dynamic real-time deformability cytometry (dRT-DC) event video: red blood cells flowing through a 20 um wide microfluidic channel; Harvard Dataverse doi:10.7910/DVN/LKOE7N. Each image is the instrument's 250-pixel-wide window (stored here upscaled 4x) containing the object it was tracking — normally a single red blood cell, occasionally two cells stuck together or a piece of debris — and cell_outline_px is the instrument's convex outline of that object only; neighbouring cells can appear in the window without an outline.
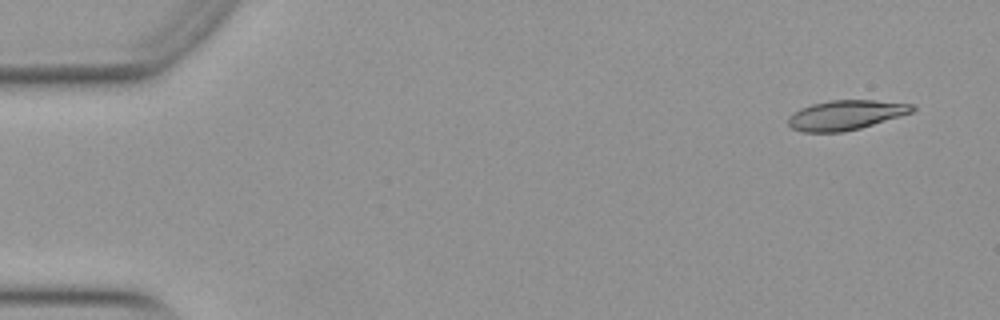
{"species": "Egyptian fruit bat (a non-hibernating species)", "species_latin": "Rousettus aegyptiacus", "temperature_condition": "warm", "stored_images_in_passage": 10, "camera_frame_rate_fps": 3000, "um_per_image_px": 0.085, "animal": {"sex": "female"}, "frame": {"image": 1, "passage_image": 3, "time_ms": 0.667, "image_size_px": [1000, 320], "cell_outline_px": [[916, 108], [912, 112], [860, 128], [844, 132], [800, 132], [792, 128], [788, 124], [788, 116], [792, 112], [800, 108], [812, 104], [828, 100], [876, 100], [916, 104]], "centroid_in_image_um": [71.86, 9.77], "position_along_channel_um": 13.1, "area_um2": 21.62}}